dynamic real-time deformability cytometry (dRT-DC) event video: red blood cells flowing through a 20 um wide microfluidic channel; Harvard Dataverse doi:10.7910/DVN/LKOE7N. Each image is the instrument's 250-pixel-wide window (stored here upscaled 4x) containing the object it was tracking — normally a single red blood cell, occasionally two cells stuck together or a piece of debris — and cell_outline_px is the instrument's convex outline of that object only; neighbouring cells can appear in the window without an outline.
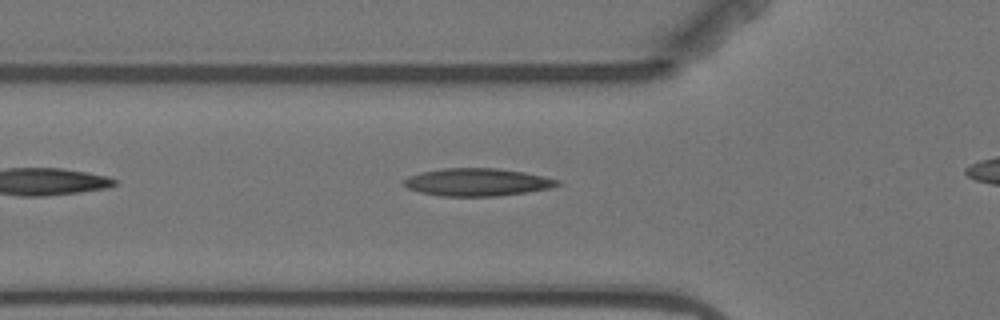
{"species": "Egyptian fruit bat (a non-hibernating species)", "species_latin": "Rousettus aegyptiacus", "temperature_condition": "warm", "stored_images_in_passage": 4, "segment_of_instrument_passage": [1, 2], "camera_frame_rate_fps": 3000, "um_per_image_px": 0.085, "animal": {"sex": "female"}, "frame": {"image": 1, "passage_image": 3, "time_ms": 3.333, "image_size_px": [1000, 320], "cell_outline_px": [[560, 184], [552, 188], [500, 196], [440, 196], [420, 192], [408, 188], [404, 184], [404, 180], [408, 176], [420, 172], [444, 168], [496, 168], [524, 172], [544, 176], [560, 180]], "centroid_in_image_um": [40.58, 15.48], "position_along_channel_um": 85.2, "area_um2": 24.8}}